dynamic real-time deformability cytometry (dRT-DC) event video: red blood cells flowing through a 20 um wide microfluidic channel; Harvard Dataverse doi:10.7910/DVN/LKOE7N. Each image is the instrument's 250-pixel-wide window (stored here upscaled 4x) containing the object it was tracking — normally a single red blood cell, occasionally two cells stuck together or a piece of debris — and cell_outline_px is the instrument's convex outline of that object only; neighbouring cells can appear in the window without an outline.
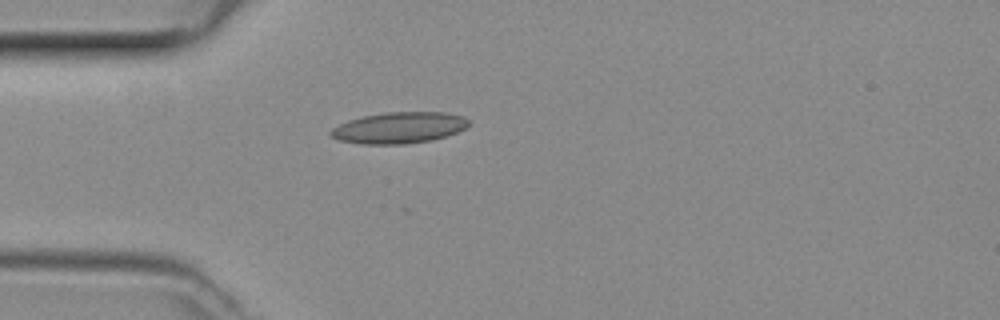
{"species": "common noctule bat (a hibernating species)", "species_latin": "Nyctalus noctula", "temperature_condition": "room temperature", "stored_images_in_passage": 29, "camera_frame_rate_fps": 3000, "um_per_image_px": 0.085, "animal": {"sex": "female", "body_mass_g": 29.2, "forearm_length_mm": 56.3}, "frame": {"image": 1, "passage_image": 2, "time_ms": 0.333, "image_size_px": [1000, 320], "cell_outline_px": [[468, 124], [464, 128], [456, 132], [432, 140], [404, 144], [364, 144], [340, 140], [332, 136], [328, 132], [332, 128], [348, 120], [364, 116], [384, 112], [444, 112], [464, 116], [468, 120]], "centroid_in_image_um": [33.91, 10.85], "position_along_channel_um": 51.1, "area_um2": 24.91}}
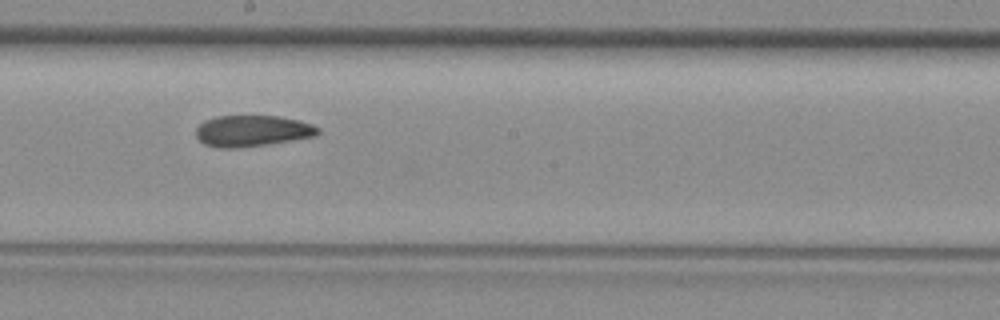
{"frame": {"image": 2, "passage_image": 15, "time_ms": 4.667, "image_size_px": [1000, 320], "cell_outline_px": [[320, 132], [316, 136], [264, 144], [236, 148], [220, 148], [204, 144], [196, 136], [196, 128], [204, 120], [216, 116], [276, 116], [300, 120], [312, 124], [320, 128]], "centroid_in_image_um": [21.43, 11.11], "position_along_channel_um": 226.8, "area_um2": 22.08}}
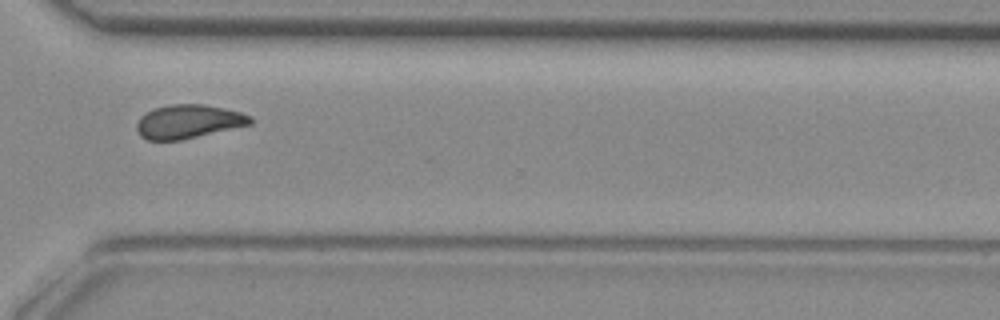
{"frame": {"image": 3, "passage_image": 24, "time_ms": 7.667, "image_size_px": [1000, 320], "cell_outline_px": [[252, 124], [180, 140], [148, 140], [140, 136], [136, 128], [136, 124], [140, 116], [156, 108], [172, 104], [200, 104], [224, 108], [240, 112], [252, 116]], "centroid_in_image_um": [16.01, 10.33], "position_along_channel_um": 354.6, "area_um2": 22.14}}